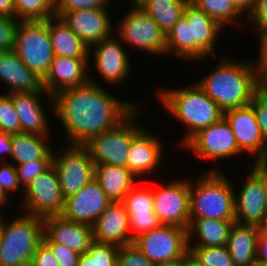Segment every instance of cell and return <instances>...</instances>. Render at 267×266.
I'll return each mask as SVG.
<instances>
[{
    "instance_id": "6f0895ef",
    "label": "cell",
    "mask_w": 267,
    "mask_h": 266,
    "mask_svg": "<svg viewBox=\"0 0 267 266\" xmlns=\"http://www.w3.org/2000/svg\"><path fill=\"white\" fill-rule=\"evenodd\" d=\"M9 196H7L4 192H3V189L1 187V184H0V206L2 207V205H5V203L8 200Z\"/></svg>"
},
{
    "instance_id": "5bb4252c",
    "label": "cell",
    "mask_w": 267,
    "mask_h": 266,
    "mask_svg": "<svg viewBox=\"0 0 267 266\" xmlns=\"http://www.w3.org/2000/svg\"><path fill=\"white\" fill-rule=\"evenodd\" d=\"M251 173L235 195V223L258 226L267 214L265 166L255 163Z\"/></svg>"
},
{
    "instance_id": "d6986e66",
    "label": "cell",
    "mask_w": 267,
    "mask_h": 266,
    "mask_svg": "<svg viewBox=\"0 0 267 266\" xmlns=\"http://www.w3.org/2000/svg\"><path fill=\"white\" fill-rule=\"evenodd\" d=\"M88 66L89 58L54 56L48 74L42 80L44 90L54 96L62 90L88 84Z\"/></svg>"
},
{
    "instance_id": "1f68e13d",
    "label": "cell",
    "mask_w": 267,
    "mask_h": 266,
    "mask_svg": "<svg viewBox=\"0 0 267 266\" xmlns=\"http://www.w3.org/2000/svg\"><path fill=\"white\" fill-rule=\"evenodd\" d=\"M189 0H144L139 7L144 10L167 35L183 15Z\"/></svg>"
},
{
    "instance_id": "60d3db41",
    "label": "cell",
    "mask_w": 267,
    "mask_h": 266,
    "mask_svg": "<svg viewBox=\"0 0 267 266\" xmlns=\"http://www.w3.org/2000/svg\"><path fill=\"white\" fill-rule=\"evenodd\" d=\"M245 15L259 37L267 34V0H255Z\"/></svg>"
},
{
    "instance_id": "681fc988",
    "label": "cell",
    "mask_w": 267,
    "mask_h": 266,
    "mask_svg": "<svg viewBox=\"0 0 267 266\" xmlns=\"http://www.w3.org/2000/svg\"><path fill=\"white\" fill-rule=\"evenodd\" d=\"M11 136L12 134L0 130V163L3 161L2 156L9 155L10 158L12 151Z\"/></svg>"
},
{
    "instance_id": "484cf974",
    "label": "cell",
    "mask_w": 267,
    "mask_h": 266,
    "mask_svg": "<svg viewBox=\"0 0 267 266\" xmlns=\"http://www.w3.org/2000/svg\"><path fill=\"white\" fill-rule=\"evenodd\" d=\"M0 81L9 85L10 93L41 92L42 80L30 70L13 49L0 53Z\"/></svg>"
},
{
    "instance_id": "3957f363",
    "label": "cell",
    "mask_w": 267,
    "mask_h": 266,
    "mask_svg": "<svg viewBox=\"0 0 267 266\" xmlns=\"http://www.w3.org/2000/svg\"><path fill=\"white\" fill-rule=\"evenodd\" d=\"M158 96L162 106L188 129L181 140L182 145L199 130L218 122L224 115L218 104L197 83L180 89L160 90Z\"/></svg>"
},
{
    "instance_id": "277c9868",
    "label": "cell",
    "mask_w": 267,
    "mask_h": 266,
    "mask_svg": "<svg viewBox=\"0 0 267 266\" xmlns=\"http://www.w3.org/2000/svg\"><path fill=\"white\" fill-rule=\"evenodd\" d=\"M201 175L194 183L190 181V219L235 221L232 181L218 168Z\"/></svg>"
},
{
    "instance_id": "be15d7a7",
    "label": "cell",
    "mask_w": 267,
    "mask_h": 266,
    "mask_svg": "<svg viewBox=\"0 0 267 266\" xmlns=\"http://www.w3.org/2000/svg\"><path fill=\"white\" fill-rule=\"evenodd\" d=\"M1 228H2V216L0 215V235H1Z\"/></svg>"
},
{
    "instance_id": "e0dca14e",
    "label": "cell",
    "mask_w": 267,
    "mask_h": 266,
    "mask_svg": "<svg viewBox=\"0 0 267 266\" xmlns=\"http://www.w3.org/2000/svg\"><path fill=\"white\" fill-rule=\"evenodd\" d=\"M111 203L99 183L93 179L75 195L64 200L61 216L70 221L93 226Z\"/></svg>"
},
{
    "instance_id": "74e56055",
    "label": "cell",
    "mask_w": 267,
    "mask_h": 266,
    "mask_svg": "<svg viewBox=\"0 0 267 266\" xmlns=\"http://www.w3.org/2000/svg\"><path fill=\"white\" fill-rule=\"evenodd\" d=\"M0 130L10 134L21 133L20 122L11 99V93L0 94Z\"/></svg>"
},
{
    "instance_id": "5b68a950",
    "label": "cell",
    "mask_w": 267,
    "mask_h": 266,
    "mask_svg": "<svg viewBox=\"0 0 267 266\" xmlns=\"http://www.w3.org/2000/svg\"><path fill=\"white\" fill-rule=\"evenodd\" d=\"M3 218L0 266H30L43 239V218L25 213L7 224Z\"/></svg>"
},
{
    "instance_id": "7a4b0ae2",
    "label": "cell",
    "mask_w": 267,
    "mask_h": 266,
    "mask_svg": "<svg viewBox=\"0 0 267 266\" xmlns=\"http://www.w3.org/2000/svg\"><path fill=\"white\" fill-rule=\"evenodd\" d=\"M234 61L223 57L212 72L196 82L223 112L249 105L258 91L256 64Z\"/></svg>"
},
{
    "instance_id": "836d02e7",
    "label": "cell",
    "mask_w": 267,
    "mask_h": 266,
    "mask_svg": "<svg viewBox=\"0 0 267 266\" xmlns=\"http://www.w3.org/2000/svg\"><path fill=\"white\" fill-rule=\"evenodd\" d=\"M197 8L217 21L223 28L228 24L241 21L240 15L245 13L234 0H189ZM235 22V23H234Z\"/></svg>"
},
{
    "instance_id": "52a82bcc",
    "label": "cell",
    "mask_w": 267,
    "mask_h": 266,
    "mask_svg": "<svg viewBox=\"0 0 267 266\" xmlns=\"http://www.w3.org/2000/svg\"><path fill=\"white\" fill-rule=\"evenodd\" d=\"M140 107H136L115 128L102 132L84 144L95 165H115L127 168L132 140L143 130L134 121Z\"/></svg>"
},
{
    "instance_id": "8992f818",
    "label": "cell",
    "mask_w": 267,
    "mask_h": 266,
    "mask_svg": "<svg viewBox=\"0 0 267 266\" xmlns=\"http://www.w3.org/2000/svg\"><path fill=\"white\" fill-rule=\"evenodd\" d=\"M14 52L22 62L43 80L54 58L48 19L19 21L15 32Z\"/></svg>"
},
{
    "instance_id": "603a6c76",
    "label": "cell",
    "mask_w": 267,
    "mask_h": 266,
    "mask_svg": "<svg viewBox=\"0 0 267 266\" xmlns=\"http://www.w3.org/2000/svg\"><path fill=\"white\" fill-rule=\"evenodd\" d=\"M42 96L49 98L50 109H54L53 96L49 95L44 89L41 92L11 93L22 133L51 135L44 108H42V102H40Z\"/></svg>"
},
{
    "instance_id": "d6a6232c",
    "label": "cell",
    "mask_w": 267,
    "mask_h": 266,
    "mask_svg": "<svg viewBox=\"0 0 267 266\" xmlns=\"http://www.w3.org/2000/svg\"><path fill=\"white\" fill-rule=\"evenodd\" d=\"M173 53L181 60H192L191 23L182 15L166 35V54Z\"/></svg>"
},
{
    "instance_id": "9f6ffc18",
    "label": "cell",
    "mask_w": 267,
    "mask_h": 266,
    "mask_svg": "<svg viewBox=\"0 0 267 266\" xmlns=\"http://www.w3.org/2000/svg\"><path fill=\"white\" fill-rule=\"evenodd\" d=\"M258 231L261 236L267 237V214L262 219L261 223L258 225Z\"/></svg>"
},
{
    "instance_id": "9a60e30c",
    "label": "cell",
    "mask_w": 267,
    "mask_h": 266,
    "mask_svg": "<svg viewBox=\"0 0 267 266\" xmlns=\"http://www.w3.org/2000/svg\"><path fill=\"white\" fill-rule=\"evenodd\" d=\"M56 15L83 40L89 47V52L93 51L92 45L111 37L114 33L107 8L56 11Z\"/></svg>"
},
{
    "instance_id": "f1b7e54d",
    "label": "cell",
    "mask_w": 267,
    "mask_h": 266,
    "mask_svg": "<svg viewBox=\"0 0 267 266\" xmlns=\"http://www.w3.org/2000/svg\"><path fill=\"white\" fill-rule=\"evenodd\" d=\"M54 21V22H53ZM48 31L54 56L89 58V47L57 15L48 19Z\"/></svg>"
},
{
    "instance_id": "f5cc1de1",
    "label": "cell",
    "mask_w": 267,
    "mask_h": 266,
    "mask_svg": "<svg viewBox=\"0 0 267 266\" xmlns=\"http://www.w3.org/2000/svg\"><path fill=\"white\" fill-rule=\"evenodd\" d=\"M0 16L14 17V0H0Z\"/></svg>"
},
{
    "instance_id": "30bf717a",
    "label": "cell",
    "mask_w": 267,
    "mask_h": 266,
    "mask_svg": "<svg viewBox=\"0 0 267 266\" xmlns=\"http://www.w3.org/2000/svg\"><path fill=\"white\" fill-rule=\"evenodd\" d=\"M133 244L154 264L182 259L188 253L187 229L164 225L139 235Z\"/></svg>"
},
{
    "instance_id": "8fae6325",
    "label": "cell",
    "mask_w": 267,
    "mask_h": 266,
    "mask_svg": "<svg viewBox=\"0 0 267 266\" xmlns=\"http://www.w3.org/2000/svg\"><path fill=\"white\" fill-rule=\"evenodd\" d=\"M24 193V198H22L24 201L22 200L21 205L26 214L41 218L61 215L64 198L58 174L53 165L31 181Z\"/></svg>"
},
{
    "instance_id": "4dcf8cb0",
    "label": "cell",
    "mask_w": 267,
    "mask_h": 266,
    "mask_svg": "<svg viewBox=\"0 0 267 266\" xmlns=\"http://www.w3.org/2000/svg\"><path fill=\"white\" fill-rule=\"evenodd\" d=\"M49 135L16 133L11 136L12 151L10 157L16 165L30 163L40 159H52L53 151L48 146ZM48 139L47 143L46 140Z\"/></svg>"
},
{
    "instance_id": "d590c367",
    "label": "cell",
    "mask_w": 267,
    "mask_h": 266,
    "mask_svg": "<svg viewBox=\"0 0 267 266\" xmlns=\"http://www.w3.org/2000/svg\"><path fill=\"white\" fill-rule=\"evenodd\" d=\"M118 250V246L93 241L80 255L78 266H117Z\"/></svg>"
},
{
    "instance_id": "f907efd6",
    "label": "cell",
    "mask_w": 267,
    "mask_h": 266,
    "mask_svg": "<svg viewBox=\"0 0 267 266\" xmlns=\"http://www.w3.org/2000/svg\"><path fill=\"white\" fill-rule=\"evenodd\" d=\"M258 91L267 95V64H257Z\"/></svg>"
},
{
    "instance_id": "7dc6e473",
    "label": "cell",
    "mask_w": 267,
    "mask_h": 266,
    "mask_svg": "<svg viewBox=\"0 0 267 266\" xmlns=\"http://www.w3.org/2000/svg\"><path fill=\"white\" fill-rule=\"evenodd\" d=\"M30 266H60L50 248L42 241L33 255Z\"/></svg>"
},
{
    "instance_id": "91938a15",
    "label": "cell",
    "mask_w": 267,
    "mask_h": 266,
    "mask_svg": "<svg viewBox=\"0 0 267 266\" xmlns=\"http://www.w3.org/2000/svg\"><path fill=\"white\" fill-rule=\"evenodd\" d=\"M265 193H266V204H267V168L265 167Z\"/></svg>"
},
{
    "instance_id": "ffe728a7",
    "label": "cell",
    "mask_w": 267,
    "mask_h": 266,
    "mask_svg": "<svg viewBox=\"0 0 267 266\" xmlns=\"http://www.w3.org/2000/svg\"><path fill=\"white\" fill-rule=\"evenodd\" d=\"M91 47H94L92 58L95 68L104 82L116 85L129 76L131 65L129 55L118 37L111 36Z\"/></svg>"
},
{
    "instance_id": "bcb514c9",
    "label": "cell",
    "mask_w": 267,
    "mask_h": 266,
    "mask_svg": "<svg viewBox=\"0 0 267 266\" xmlns=\"http://www.w3.org/2000/svg\"><path fill=\"white\" fill-rule=\"evenodd\" d=\"M60 266H78L80 255L59 243H45Z\"/></svg>"
},
{
    "instance_id": "ba28073f",
    "label": "cell",
    "mask_w": 267,
    "mask_h": 266,
    "mask_svg": "<svg viewBox=\"0 0 267 266\" xmlns=\"http://www.w3.org/2000/svg\"><path fill=\"white\" fill-rule=\"evenodd\" d=\"M60 155L53 152L54 166L64 200L75 195L95 177V164L85 145L69 144Z\"/></svg>"
},
{
    "instance_id": "ee69618b",
    "label": "cell",
    "mask_w": 267,
    "mask_h": 266,
    "mask_svg": "<svg viewBox=\"0 0 267 266\" xmlns=\"http://www.w3.org/2000/svg\"><path fill=\"white\" fill-rule=\"evenodd\" d=\"M4 163L0 164V184L3 189V192L8 195L10 190L18 191L19 190V182L17 177L16 167L12 164H8L7 161H3Z\"/></svg>"
},
{
    "instance_id": "11a10c76",
    "label": "cell",
    "mask_w": 267,
    "mask_h": 266,
    "mask_svg": "<svg viewBox=\"0 0 267 266\" xmlns=\"http://www.w3.org/2000/svg\"><path fill=\"white\" fill-rule=\"evenodd\" d=\"M234 1L246 13L252 7L255 0H234Z\"/></svg>"
},
{
    "instance_id": "e575fe53",
    "label": "cell",
    "mask_w": 267,
    "mask_h": 266,
    "mask_svg": "<svg viewBox=\"0 0 267 266\" xmlns=\"http://www.w3.org/2000/svg\"><path fill=\"white\" fill-rule=\"evenodd\" d=\"M56 15V0H14V17L19 21H45Z\"/></svg>"
},
{
    "instance_id": "8d00e7d4",
    "label": "cell",
    "mask_w": 267,
    "mask_h": 266,
    "mask_svg": "<svg viewBox=\"0 0 267 266\" xmlns=\"http://www.w3.org/2000/svg\"><path fill=\"white\" fill-rule=\"evenodd\" d=\"M188 249L189 256L198 266H235L227 246Z\"/></svg>"
},
{
    "instance_id": "44dd1931",
    "label": "cell",
    "mask_w": 267,
    "mask_h": 266,
    "mask_svg": "<svg viewBox=\"0 0 267 266\" xmlns=\"http://www.w3.org/2000/svg\"><path fill=\"white\" fill-rule=\"evenodd\" d=\"M129 217L131 239L162 225L154 212L153 188L135 185L122 201Z\"/></svg>"
},
{
    "instance_id": "db71d44e",
    "label": "cell",
    "mask_w": 267,
    "mask_h": 266,
    "mask_svg": "<svg viewBox=\"0 0 267 266\" xmlns=\"http://www.w3.org/2000/svg\"><path fill=\"white\" fill-rule=\"evenodd\" d=\"M189 257V253L182 259H175L172 261L155 264V266H183V262Z\"/></svg>"
},
{
    "instance_id": "4fadbf2b",
    "label": "cell",
    "mask_w": 267,
    "mask_h": 266,
    "mask_svg": "<svg viewBox=\"0 0 267 266\" xmlns=\"http://www.w3.org/2000/svg\"><path fill=\"white\" fill-rule=\"evenodd\" d=\"M166 184L160 189H153L154 212L162 224L175 225L188 230L190 180L185 178Z\"/></svg>"
},
{
    "instance_id": "9c48e42d",
    "label": "cell",
    "mask_w": 267,
    "mask_h": 266,
    "mask_svg": "<svg viewBox=\"0 0 267 266\" xmlns=\"http://www.w3.org/2000/svg\"><path fill=\"white\" fill-rule=\"evenodd\" d=\"M121 19L116 30L118 38L125 45L146 50L155 55L166 54V35L161 31L155 21L139 6L130 7Z\"/></svg>"
},
{
    "instance_id": "680465c9",
    "label": "cell",
    "mask_w": 267,
    "mask_h": 266,
    "mask_svg": "<svg viewBox=\"0 0 267 266\" xmlns=\"http://www.w3.org/2000/svg\"><path fill=\"white\" fill-rule=\"evenodd\" d=\"M183 266H198L189 256L184 262Z\"/></svg>"
},
{
    "instance_id": "94428289",
    "label": "cell",
    "mask_w": 267,
    "mask_h": 266,
    "mask_svg": "<svg viewBox=\"0 0 267 266\" xmlns=\"http://www.w3.org/2000/svg\"><path fill=\"white\" fill-rule=\"evenodd\" d=\"M144 0H132L131 6H139Z\"/></svg>"
},
{
    "instance_id": "4316f807",
    "label": "cell",
    "mask_w": 267,
    "mask_h": 266,
    "mask_svg": "<svg viewBox=\"0 0 267 266\" xmlns=\"http://www.w3.org/2000/svg\"><path fill=\"white\" fill-rule=\"evenodd\" d=\"M258 235V226L232 225L226 246L235 266L257 265Z\"/></svg>"
},
{
    "instance_id": "6125c7cd",
    "label": "cell",
    "mask_w": 267,
    "mask_h": 266,
    "mask_svg": "<svg viewBox=\"0 0 267 266\" xmlns=\"http://www.w3.org/2000/svg\"><path fill=\"white\" fill-rule=\"evenodd\" d=\"M261 163L267 168V154Z\"/></svg>"
},
{
    "instance_id": "f6af8a7d",
    "label": "cell",
    "mask_w": 267,
    "mask_h": 266,
    "mask_svg": "<svg viewBox=\"0 0 267 266\" xmlns=\"http://www.w3.org/2000/svg\"><path fill=\"white\" fill-rule=\"evenodd\" d=\"M250 104L256 113L259 129L267 142V95L257 91Z\"/></svg>"
},
{
    "instance_id": "f35d334b",
    "label": "cell",
    "mask_w": 267,
    "mask_h": 266,
    "mask_svg": "<svg viewBox=\"0 0 267 266\" xmlns=\"http://www.w3.org/2000/svg\"><path fill=\"white\" fill-rule=\"evenodd\" d=\"M51 165L52 159H40L30 163L16 165L19 185L23 184V189H25L31 181L40 176Z\"/></svg>"
},
{
    "instance_id": "cb8c5ba5",
    "label": "cell",
    "mask_w": 267,
    "mask_h": 266,
    "mask_svg": "<svg viewBox=\"0 0 267 266\" xmlns=\"http://www.w3.org/2000/svg\"><path fill=\"white\" fill-rule=\"evenodd\" d=\"M96 242L118 247L133 243L129 230V217L122 202H112L92 226Z\"/></svg>"
},
{
    "instance_id": "6da1fadb",
    "label": "cell",
    "mask_w": 267,
    "mask_h": 266,
    "mask_svg": "<svg viewBox=\"0 0 267 266\" xmlns=\"http://www.w3.org/2000/svg\"><path fill=\"white\" fill-rule=\"evenodd\" d=\"M84 86L68 88L53 96L54 112L61 121L69 144H86L98 134L115 128L135 108L121 101L89 77Z\"/></svg>"
},
{
    "instance_id": "7c38bea8",
    "label": "cell",
    "mask_w": 267,
    "mask_h": 266,
    "mask_svg": "<svg viewBox=\"0 0 267 266\" xmlns=\"http://www.w3.org/2000/svg\"><path fill=\"white\" fill-rule=\"evenodd\" d=\"M198 157L211 159H228L241 154L236 138L228 121L222 117L218 122L195 133L184 145Z\"/></svg>"
},
{
    "instance_id": "816d5d0a",
    "label": "cell",
    "mask_w": 267,
    "mask_h": 266,
    "mask_svg": "<svg viewBox=\"0 0 267 266\" xmlns=\"http://www.w3.org/2000/svg\"><path fill=\"white\" fill-rule=\"evenodd\" d=\"M259 59L256 64H267V34L258 37Z\"/></svg>"
},
{
    "instance_id": "83f0119b",
    "label": "cell",
    "mask_w": 267,
    "mask_h": 266,
    "mask_svg": "<svg viewBox=\"0 0 267 266\" xmlns=\"http://www.w3.org/2000/svg\"><path fill=\"white\" fill-rule=\"evenodd\" d=\"M94 179L111 202H122L137 178L128 168L105 164L95 165Z\"/></svg>"
},
{
    "instance_id": "7bdbcfd3",
    "label": "cell",
    "mask_w": 267,
    "mask_h": 266,
    "mask_svg": "<svg viewBox=\"0 0 267 266\" xmlns=\"http://www.w3.org/2000/svg\"><path fill=\"white\" fill-rule=\"evenodd\" d=\"M109 0H56V11L107 8Z\"/></svg>"
},
{
    "instance_id": "ac0fdd59",
    "label": "cell",
    "mask_w": 267,
    "mask_h": 266,
    "mask_svg": "<svg viewBox=\"0 0 267 266\" xmlns=\"http://www.w3.org/2000/svg\"><path fill=\"white\" fill-rule=\"evenodd\" d=\"M44 243H59L73 252L86 253L93 239L92 226L67 220L61 215L43 218Z\"/></svg>"
},
{
    "instance_id": "b9f144b4",
    "label": "cell",
    "mask_w": 267,
    "mask_h": 266,
    "mask_svg": "<svg viewBox=\"0 0 267 266\" xmlns=\"http://www.w3.org/2000/svg\"><path fill=\"white\" fill-rule=\"evenodd\" d=\"M18 24L15 17L0 16V53L13 49Z\"/></svg>"
},
{
    "instance_id": "c3c4849f",
    "label": "cell",
    "mask_w": 267,
    "mask_h": 266,
    "mask_svg": "<svg viewBox=\"0 0 267 266\" xmlns=\"http://www.w3.org/2000/svg\"><path fill=\"white\" fill-rule=\"evenodd\" d=\"M267 265V237L258 235L257 240V265Z\"/></svg>"
},
{
    "instance_id": "d4e9b609",
    "label": "cell",
    "mask_w": 267,
    "mask_h": 266,
    "mask_svg": "<svg viewBox=\"0 0 267 266\" xmlns=\"http://www.w3.org/2000/svg\"><path fill=\"white\" fill-rule=\"evenodd\" d=\"M160 139L150 131L143 129L132 140L127 157V168L137 179L146 177V174L150 175L149 173L158 168L164 152Z\"/></svg>"
},
{
    "instance_id": "ab89813d",
    "label": "cell",
    "mask_w": 267,
    "mask_h": 266,
    "mask_svg": "<svg viewBox=\"0 0 267 266\" xmlns=\"http://www.w3.org/2000/svg\"><path fill=\"white\" fill-rule=\"evenodd\" d=\"M117 266H155L133 243L119 247Z\"/></svg>"
},
{
    "instance_id": "2e32d148",
    "label": "cell",
    "mask_w": 267,
    "mask_h": 266,
    "mask_svg": "<svg viewBox=\"0 0 267 266\" xmlns=\"http://www.w3.org/2000/svg\"><path fill=\"white\" fill-rule=\"evenodd\" d=\"M236 138L239 150L256 155V163L262 162L267 154V142L259 129L256 113L251 104L224 112Z\"/></svg>"
},
{
    "instance_id": "7402d4cb",
    "label": "cell",
    "mask_w": 267,
    "mask_h": 266,
    "mask_svg": "<svg viewBox=\"0 0 267 266\" xmlns=\"http://www.w3.org/2000/svg\"><path fill=\"white\" fill-rule=\"evenodd\" d=\"M183 15L191 23L192 60L198 62L210 55L214 58L215 43L223 27L190 1L186 4Z\"/></svg>"
},
{
    "instance_id": "f546056e",
    "label": "cell",
    "mask_w": 267,
    "mask_h": 266,
    "mask_svg": "<svg viewBox=\"0 0 267 266\" xmlns=\"http://www.w3.org/2000/svg\"><path fill=\"white\" fill-rule=\"evenodd\" d=\"M235 221L219 219H190L187 230L188 247H217L226 246L230 229ZM195 237L198 243L191 244V238Z\"/></svg>"
}]
</instances>
